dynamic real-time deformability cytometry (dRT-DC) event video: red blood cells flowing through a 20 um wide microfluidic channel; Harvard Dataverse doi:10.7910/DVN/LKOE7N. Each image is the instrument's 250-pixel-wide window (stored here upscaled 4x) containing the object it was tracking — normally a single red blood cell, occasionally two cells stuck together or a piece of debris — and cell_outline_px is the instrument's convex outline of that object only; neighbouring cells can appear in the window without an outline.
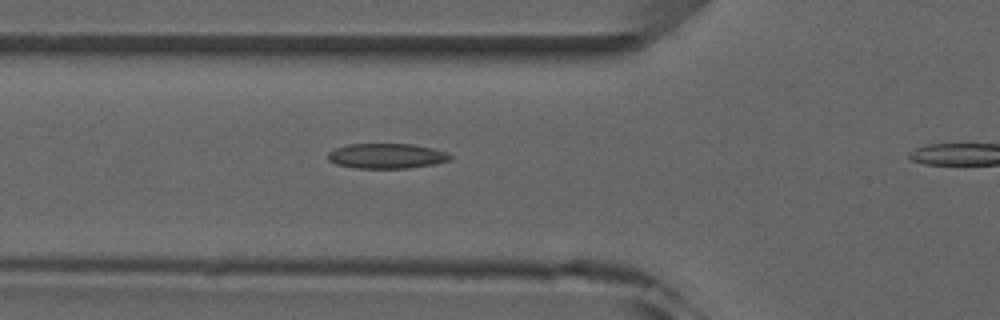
{"species": "common noctule bat (a hibernating species)", "species_latin": "Nyctalus noctula", "temperature_condition": "room temperature", "stored_images_in_passage": 4, "camera_frame_rate_fps": 3000, "um_per_image_px": 0.085, "animal": {"sex": "male", "forearm_length_mm": 52.5}, "frame": {"image": 1, "passage_image": 3, "time_ms": 3.0, "image_size_px": [1000, 320], "cell_outline_px": [[452, 160], [432, 164], [408, 168], [356, 168], [336, 164], [328, 160], [328, 152], [336, 148], [348, 144], [412, 144], [432, 148], [448, 152], [452, 156]], "centroid_in_image_um": [32.87, 13.25], "position_along_channel_um": 92.9, "area_um2": 17.86}}